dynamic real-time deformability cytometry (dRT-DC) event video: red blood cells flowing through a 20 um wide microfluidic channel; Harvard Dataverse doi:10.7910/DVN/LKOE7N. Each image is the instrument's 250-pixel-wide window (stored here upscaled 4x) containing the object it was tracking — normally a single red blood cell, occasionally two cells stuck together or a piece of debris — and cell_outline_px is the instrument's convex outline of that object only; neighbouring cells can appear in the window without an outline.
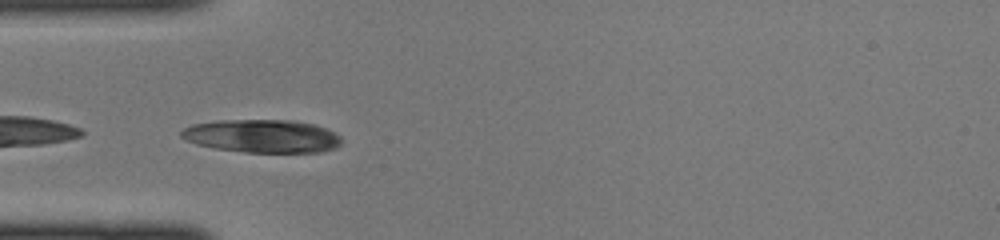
{"species": "common noctule bat (a hibernating species)", "species_latin": "Nyctalus noctula", "temperature_condition": "cold", "stored_images_in_passage": 32, "camera_frame_rate_fps": 3000, "um_per_image_px": 0.085, "animal": {"sex": "female", "body_mass_g": 22.0, "forearm_length_mm": 56.7}, "frame": {"image": 1, "passage_image": 1, "time_ms": 0.0, "image_size_px": [1000, 240], "cell_outline_px": [[340, 144], [336, 148], [320, 152], [244, 152], [216, 148], [196, 144], [180, 136], [180, 132], [184, 128], [192, 124], [216, 120], [292, 120], [312, 124], [324, 128], [340, 136]], "centroid_in_image_um": [22.26, 11.56], "position_along_channel_um": 62.7, "area_um2": 30.75}}
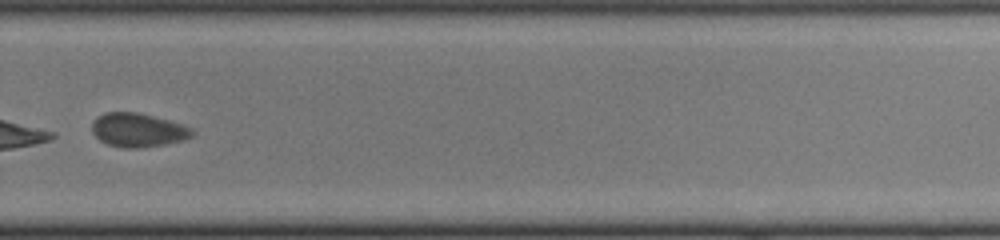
{"frame": {"image": 2, "passage_image": 19, "time_ms": 6.0, "image_size_px": [1000, 240], "cell_outline_px": [[196, 132], [192, 136], [184, 140], [144, 148], [120, 148], [108, 144], [100, 140], [92, 132], [92, 120], [96, 116], [104, 112], [136, 112], [184, 124], [192, 128]], "centroid_in_image_um": [11.72, 11.06], "position_along_channel_um": 318.1, "area_um2": 20.0}}